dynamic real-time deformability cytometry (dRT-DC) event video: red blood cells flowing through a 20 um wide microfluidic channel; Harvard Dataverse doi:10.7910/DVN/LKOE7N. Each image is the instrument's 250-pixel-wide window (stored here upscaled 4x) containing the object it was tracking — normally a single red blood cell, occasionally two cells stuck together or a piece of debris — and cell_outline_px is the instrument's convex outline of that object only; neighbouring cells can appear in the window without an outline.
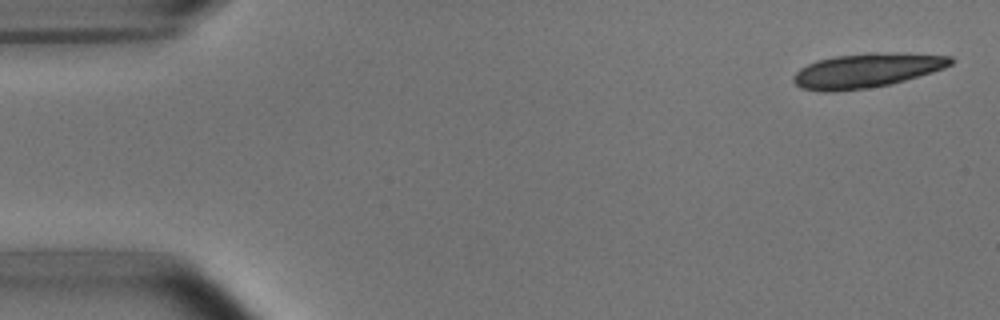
{"species": "common noctule bat (a hibernating species)", "species_latin": "Nyctalus noctula", "temperature_condition": "room temperature", "stored_images_in_passage": 16, "camera_frame_rate_fps": 3000, "um_per_image_px": 0.085, "animal": {"sex": "male", "body_mass_g": 15.6}, "frame": {"image": 1, "passage_image": 1, "time_ms": 0.0, "image_size_px": [1000, 320], "cell_outline_px": [[956, 60], [952, 64], [944, 68], [932, 72], [892, 84], [868, 88], [832, 92], [824, 92], [800, 88], [792, 80], [792, 76], [800, 68], [816, 60], [836, 56], [868, 52], [872, 52], [952, 56]], "centroid_in_image_um": [73.64, 6.0], "position_along_channel_um": 11.4, "area_um2": 31.5}}